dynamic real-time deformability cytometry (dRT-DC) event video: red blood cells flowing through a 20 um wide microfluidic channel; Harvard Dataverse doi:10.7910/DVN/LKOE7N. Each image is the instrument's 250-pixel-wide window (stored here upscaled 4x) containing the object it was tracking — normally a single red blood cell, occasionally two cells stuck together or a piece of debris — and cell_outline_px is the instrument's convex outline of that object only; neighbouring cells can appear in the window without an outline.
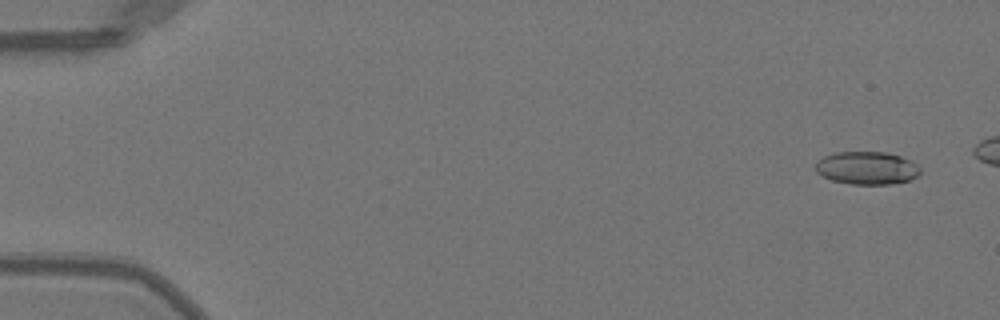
{"species": "Egyptian fruit bat (a non-hibernating species)", "species_latin": "Rousettus aegyptiacus", "temperature_condition": "warm", "stored_images_in_passage": 46, "camera_frame_rate_fps": 3000, "um_per_image_px": 0.085, "animal": {"sex": "female"}, "frame": {"image": 1, "passage_image": 3, "time_ms": 0.667, "image_size_px": [1000, 320], "cell_outline_px": [[920, 172], [916, 176], [908, 180], [892, 184], [852, 184], [832, 180], [816, 172], [816, 164], [824, 156], [836, 152], [888, 152], [912, 160], [920, 168]], "centroid_in_image_um": [73.71, 14.27], "position_along_channel_um": 11.3, "area_um2": 19.94}}
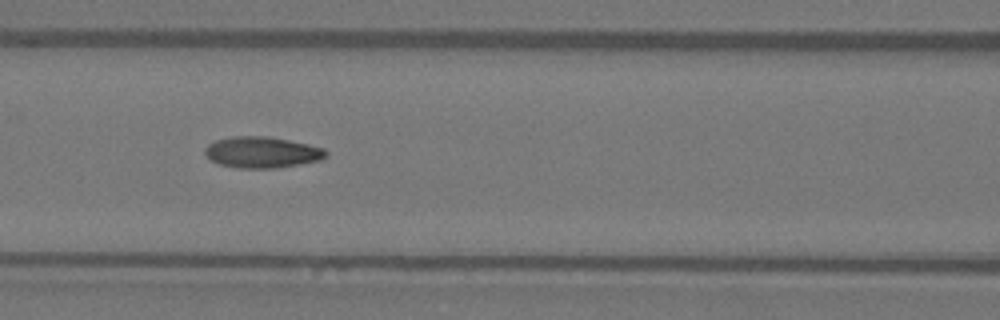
{"frame": {"image": 2, "passage_image": 23, "time_ms": 7.333, "image_size_px": [1000, 320], "cell_outline_px": [[328, 156], [320, 160], [300, 164], [276, 168], [236, 168], [220, 164], [212, 160], [204, 152], [204, 148], [208, 144], [216, 140], [232, 136], [268, 136], [308, 144], [324, 148], [328, 152]], "centroid_in_image_um": [22.29, 12.94], "position_along_channel_um": 144.3, "area_um2": 22.02}}
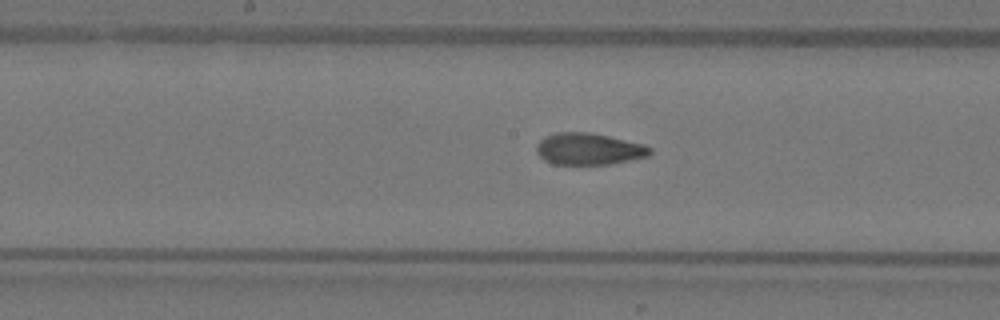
{"frame": {"image": 3, "passage_image": 27, "time_ms": 8.667, "image_size_px": [1000, 320], "cell_outline_px": [[652, 152], [648, 156], [612, 164], [552, 164], [544, 160], [536, 152], [536, 144], [544, 136], [556, 132], [588, 132], [608, 136], [644, 144], [652, 148]], "centroid_in_image_um": [50.03, 12.66], "position_along_channel_um": 198.2, "area_um2": 21.1}, "authors_computed_cell_mechanics": {"area_um2": 21.0392, "velocity_mm_per_s": 4.0372, "shape_relaxation_time_tau1_ms": 6.5851, "shape_relaxation_time_tau2_ms": 1.4338, "deformation_change_tau1": 0.2352, "deformation_change_tau2": 0.0768}}